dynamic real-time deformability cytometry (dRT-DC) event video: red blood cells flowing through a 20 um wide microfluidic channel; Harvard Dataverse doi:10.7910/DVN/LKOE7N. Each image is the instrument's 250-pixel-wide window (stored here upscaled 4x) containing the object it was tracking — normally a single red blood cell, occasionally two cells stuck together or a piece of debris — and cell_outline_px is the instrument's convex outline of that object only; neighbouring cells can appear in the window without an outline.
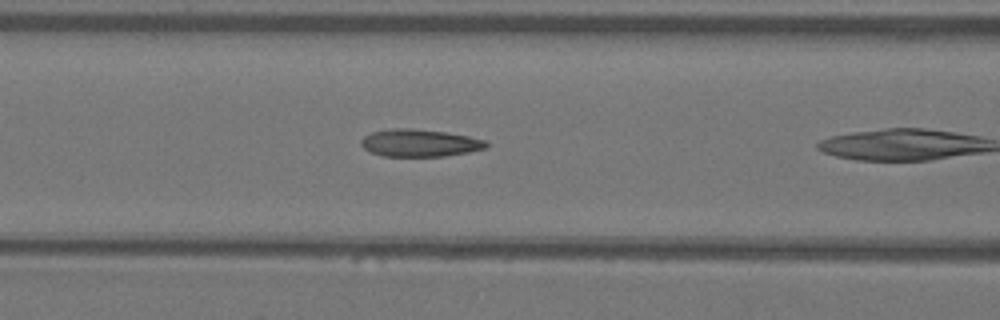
{"species": "Egyptian fruit bat (a non-hibernating species)", "species_latin": "Rousettus aegyptiacus", "temperature_condition": "warm", "stored_images_in_passage": 7, "camera_frame_rate_fps": 3000, "um_per_image_px": 0.085, "animal": {"sex": "female"}, "frame": {"image": 1, "passage_image": 6, "time_ms": 1.667, "image_size_px": [1000, 320], "cell_outline_px": [[488, 148], [468, 152], [444, 156], [384, 156], [368, 152], [360, 144], [360, 140], [364, 136], [372, 132], [392, 128], [412, 128], [448, 132], [488, 140]], "centroid_in_image_um": [35.68, 12.14], "position_along_channel_um": 130.9, "area_um2": 20.23}}